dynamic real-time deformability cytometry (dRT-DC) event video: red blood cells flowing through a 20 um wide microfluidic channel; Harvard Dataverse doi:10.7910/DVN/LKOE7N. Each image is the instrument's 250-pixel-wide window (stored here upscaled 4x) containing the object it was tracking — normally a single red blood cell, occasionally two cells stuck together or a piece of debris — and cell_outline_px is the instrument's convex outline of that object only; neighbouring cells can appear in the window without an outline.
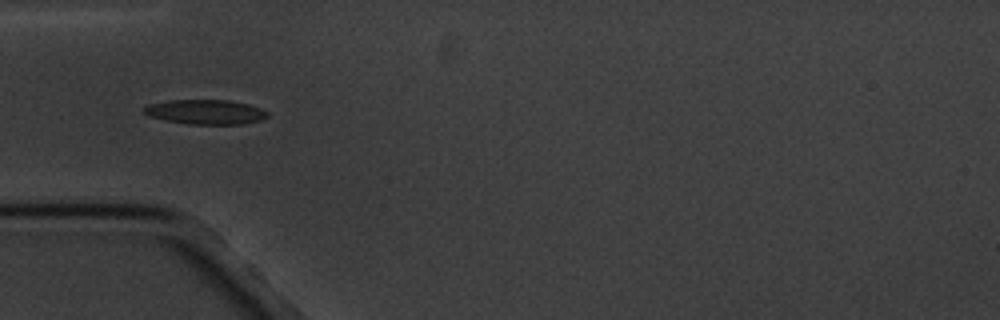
{"species": "common noctule bat (a hibernating species)", "species_latin": "Nyctalus noctula", "temperature_condition": "cold", "stored_images_in_passage": 9, "camera_frame_rate_fps": 3000, "um_per_image_px": 0.085, "animal": {"sex": "male", "body_mass_g": 20.1, "forearm_length_mm": 53.5}, "frame": {"image": 1, "passage_image": 6, "time_ms": 6.667, "image_size_px": [1000, 320], "cell_outline_px": [[268, 116], [264, 120], [244, 124], [188, 124], [164, 120], [148, 116], [140, 112], [140, 108], [148, 104], [168, 100], [228, 100], [248, 104], [260, 108], [268, 112]], "centroid_in_image_um": [17.42, 9.52], "position_along_channel_um": 67.6, "area_um2": 18.09}}
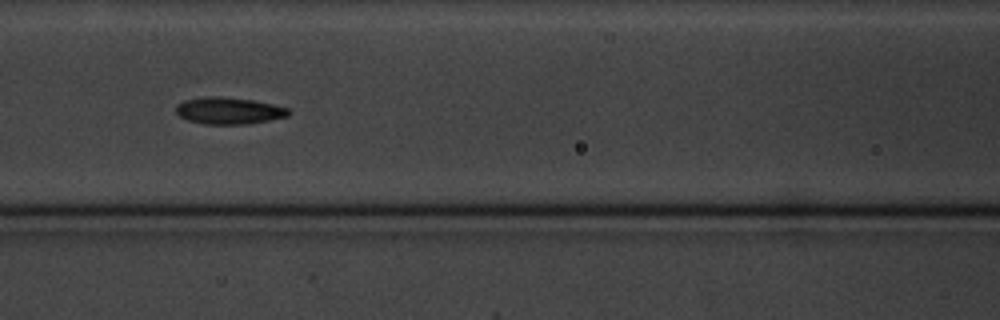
{"frame": {"image": 2, "passage_image": 8, "time_ms": 9.0, "image_size_px": [1000, 320], "cell_outline_px": [[292, 112], [288, 116], [248, 124], [204, 124], [188, 120], [180, 116], [176, 112], [176, 104], [184, 100], [208, 96], [220, 96], [252, 100], [272, 104], [288, 108]], "centroid_in_image_um": [19.45, 9.41], "position_along_channel_um": 147.2, "area_um2": 17.57}}
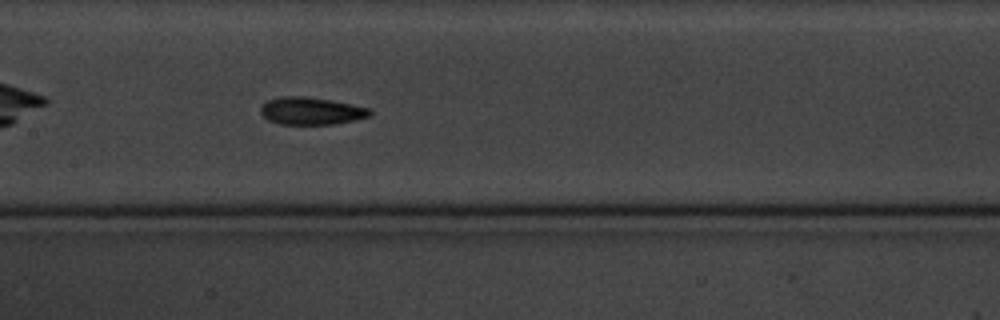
{"frame": {"image": 3, "passage_image": 9, "time_ms": 10.0, "image_size_px": [1000, 320], "cell_outline_px": [[372, 112], [368, 116], [352, 120], [332, 124], [280, 124], [268, 120], [260, 112], [260, 108], [268, 100], [280, 96], [304, 96], [332, 100], [368, 108]], "centroid_in_image_um": [26.4, 9.42], "position_along_channel_um": 181.0, "area_um2": 17.22}}